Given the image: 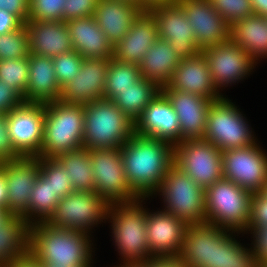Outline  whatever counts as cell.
<instances>
[{
  "mask_svg": "<svg viewBox=\"0 0 267 267\" xmlns=\"http://www.w3.org/2000/svg\"><path fill=\"white\" fill-rule=\"evenodd\" d=\"M120 151L130 188L144 199L158 192L168 169L174 164V146L134 133Z\"/></svg>",
  "mask_w": 267,
  "mask_h": 267,
  "instance_id": "cell-1",
  "label": "cell"
},
{
  "mask_svg": "<svg viewBox=\"0 0 267 267\" xmlns=\"http://www.w3.org/2000/svg\"><path fill=\"white\" fill-rule=\"evenodd\" d=\"M91 240L85 232L36 222L29 227V251L41 263L90 267Z\"/></svg>",
  "mask_w": 267,
  "mask_h": 267,
  "instance_id": "cell-2",
  "label": "cell"
},
{
  "mask_svg": "<svg viewBox=\"0 0 267 267\" xmlns=\"http://www.w3.org/2000/svg\"><path fill=\"white\" fill-rule=\"evenodd\" d=\"M135 133V122L112 100L84 104L83 148H120Z\"/></svg>",
  "mask_w": 267,
  "mask_h": 267,
  "instance_id": "cell-3",
  "label": "cell"
},
{
  "mask_svg": "<svg viewBox=\"0 0 267 267\" xmlns=\"http://www.w3.org/2000/svg\"><path fill=\"white\" fill-rule=\"evenodd\" d=\"M84 104L60 100L45 104L44 139L38 157L57 155L83 148Z\"/></svg>",
  "mask_w": 267,
  "mask_h": 267,
  "instance_id": "cell-4",
  "label": "cell"
},
{
  "mask_svg": "<svg viewBox=\"0 0 267 267\" xmlns=\"http://www.w3.org/2000/svg\"><path fill=\"white\" fill-rule=\"evenodd\" d=\"M139 199L143 200L112 203L108 209L115 244L126 265L145 264L152 258L146 231L147 210L139 205Z\"/></svg>",
  "mask_w": 267,
  "mask_h": 267,
  "instance_id": "cell-5",
  "label": "cell"
},
{
  "mask_svg": "<svg viewBox=\"0 0 267 267\" xmlns=\"http://www.w3.org/2000/svg\"><path fill=\"white\" fill-rule=\"evenodd\" d=\"M252 193L222 178L205 189L206 222L226 230L247 231Z\"/></svg>",
  "mask_w": 267,
  "mask_h": 267,
  "instance_id": "cell-6",
  "label": "cell"
},
{
  "mask_svg": "<svg viewBox=\"0 0 267 267\" xmlns=\"http://www.w3.org/2000/svg\"><path fill=\"white\" fill-rule=\"evenodd\" d=\"M158 192L164 196V211L187 225L206 222L205 190L175 164L168 169Z\"/></svg>",
  "mask_w": 267,
  "mask_h": 267,
  "instance_id": "cell-7",
  "label": "cell"
},
{
  "mask_svg": "<svg viewBox=\"0 0 267 267\" xmlns=\"http://www.w3.org/2000/svg\"><path fill=\"white\" fill-rule=\"evenodd\" d=\"M244 119L239 109L226 97L213 101L209 107L204 140L221 151L254 144V137Z\"/></svg>",
  "mask_w": 267,
  "mask_h": 267,
  "instance_id": "cell-8",
  "label": "cell"
},
{
  "mask_svg": "<svg viewBox=\"0 0 267 267\" xmlns=\"http://www.w3.org/2000/svg\"><path fill=\"white\" fill-rule=\"evenodd\" d=\"M94 176V192L109 204L140 198L126 179L120 148L88 149Z\"/></svg>",
  "mask_w": 267,
  "mask_h": 267,
  "instance_id": "cell-9",
  "label": "cell"
},
{
  "mask_svg": "<svg viewBox=\"0 0 267 267\" xmlns=\"http://www.w3.org/2000/svg\"><path fill=\"white\" fill-rule=\"evenodd\" d=\"M109 206L110 204L95 192L75 191L60 198L46 223L54 227L88 233L91 226L103 221L101 219H108Z\"/></svg>",
  "mask_w": 267,
  "mask_h": 267,
  "instance_id": "cell-10",
  "label": "cell"
},
{
  "mask_svg": "<svg viewBox=\"0 0 267 267\" xmlns=\"http://www.w3.org/2000/svg\"><path fill=\"white\" fill-rule=\"evenodd\" d=\"M174 164L204 190L223 178L222 151L204 139L182 140L176 144Z\"/></svg>",
  "mask_w": 267,
  "mask_h": 267,
  "instance_id": "cell-11",
  "label": "cell"
},
{
  "mask_svg": "<svg viewBox=\"0 0 267 267\" xmlns=\"http://www.w3.org/2000/svg\"><path fill=\"white\" fill-rule=\"evenodd\" d=\"M223 178L249 192L264 189L267 181V156L257 143L222 151Z\"/></svg>",
  "mask_w": 267,
  "mask_h": 267,
  "instance_id": "cell-12",
  "label": "cell"
},
{
  "mask_svg": "<svg viewBox=\"0 0 267 267\" xmlns=\"http://www.w3.org/2000/svg\"><path fill=\"white\" fill-rule=\"evenodd\" d=\"M45 104L23 102L7 113L8 133L22 157H38L44 139Z\"/></svg>",
  "mask_w": 267,
  "mask_h": 267,
  "instance_id": "cell-13",
  "label": "cell"
},
{
  "mask_svg": "<svg viewBox=\"0 0 267 267\" xmlns=\"http://www.w3.org/2000/svg\"><path fill=\"white\" fill-rule=\"evenodd\" d=\"M148 11L156 21L159 38L168 41L180 59L193 57L201 52L191 24L177 2L157 5Z\"/></svg>",
  "mask_w": 267,
  "mask_h": 267,
  "instance_id": "cell-14",
  "label": "cell"
},
{
  "mask_svg": "<svg viewBox=\"0 0 267 267\" xmlns=\"http://www.w3.org/2000/svg\"><path fill=\"white\" fill-rule=\"evenodd\" d=\"M8 188V212L25 219L33 186L40 172V157H22L0 163Z\"/></svg>",
  "mask_w": 267,
  "mask_h": 267,
  "instance_id": "cell-15",
  "label": "cell"
},
{
  "mask_svg": "<svg viewBox=\"0 0 267 267\" xmlns=\"http://www.w3.org/2000/svg\"><path fill=\"white\" fill-rule=\"evenodd\" d=\"M202 52L208 61L216 89L243 79L255 65L249 54L231 39L205 48Z\"/></svg>",
  "mask_w": 267,
  "mask_h": 267,
  "instance_id": "cell-16",
  "label": "cell"
},
{
  "mask_svg": "<svg viewBox=\"0 0 267 267\" xmlns=\"http://www.w3.org/2000/svg\"><path fill=\"white\" fill-rule=\"evenodd\" d=\"M176 2L185 12L201 51L230 39L231 26L208 0H176Z\"/></svg>",
  "mask_w": 267,
  "mask_h": 267,
  "instance_id": "cell-17",
  "label": "cell"
},
{
  "mask_svg": "<svg viewBox=\"0 0 267 267\" xmlns=\"http://www.w3.org/2000/svg\"><path fill=\"white\" fill-rule=\"evenodd\" d=\"M161 92L170 101L176 112L180 125V142L182 140L204 139V131L213 101L197 94L161 88Z\"/></svg>",
  "mask_w": 267,
  "mask_h": 267,
  "instance_id": "cell-18",
  "label": "cell"
},
{
  "mask_svg": "<svg viewBox=\"0 0 267 267\" xmlns=\"http://www.w3.org/2000/svg\"><path fill=\"white\" fill-rule=\"evenodd\" d=\"M110 59H84L78 75L61 89L59 100L87 104L104 98Z\"/></svg>",
  "mask_w": 267,
  "mask_h": 267,
  "instance_id": "cell-19",
  "label": "cell"
},
{
  "mask_svg": "<svg viewBox=\"0 0 267 267\" xmlns=\"http://www.w3.org/2000/svg\"><path fill=\"white\" fill-rule=\"evenodd\" d=\"M135 133L171 143L180 142V125L176 112L160 91L135 122Z\"/></svg>",
  "mask_w": 267,
  "mask_h": 267,
  "instance_id": "cell-20",
  "label": "cell"
},
{
  "mask_svg": "<svg viewBox=\"0 0 267 267\" xmlns=\"http://www.w3.org/2000/svg\"><path fill=\"white\" fill-rule=\"evenodd\" d=\"M167 87L197 94L211 101L222 98L213 82L208 61L202 51L193 57L181 59Z\"/></svg>",
  "mask_w": 267,
  "mask_h": 267,
  "instance_id": "cell-21",
  "label": "cell"
},
{
  "mask_svg": "<svg viewBox=\"0 0 267 267\" xmlns=\"http://www.w3.org/2000/svg\"><path fill=\"white\" fill-rule=\"evenodd\" d=\"M187 224L166 211L147 212L146 231L152 257L179 254Z\"/></svg>",
  "mask_w": 267,
  "mask_h": 267,
  "instance_id": "cell-22",
  "label": "cell"
},
{
  "mask_svg": "<svg viewBox=\"0 0 267 267\" xmlns=\"http://www.w3.org/2000/svg\"><path fill=\"white\" fill-rule=\"evenodd\" d=\"M159 39L155 19L148 11H142L134 20L128 33L114 46L113 58L139 65L148 49Z\"/></svg>",
  "mask_w": 267,
  "mask_h": 267,
  "instance_id": "cell-23",
  "label": "cell"
},
{
  "mask_svg": "<svg viewBox=\"0 0 267 267\" xmlns=\"http://www.w3.org/2000/svg\"><path fill=\"white\" fill-rule=\"evenodd\" d=\"M72 47L84 59H110L114 46L101 30L93 16L81 17L66 22Z\"/></svg>",
  "mask_w": 267,
  "mask_h": 267,
  "instance_id": "cell-24",
  "label": "cell"
},
{
  "mask_svg": "<svg viewBox=\"0 0 267 267\" xmlns=\"http://www.w3.org/2000/svg\"><path fill=\"white\" fill-rule=\"evenodd\" d=\"M29 53L50 58L73 50L68 27L64 21H27Z\"/></svg>",
  "mask_w": 267,
  "mask_h": 267,
  "instance_id": "cell-25",
  "label": "cell"
},
{
  "mask_svg": "<svg viewBox=\"0 0 267 267\" xmlns=\"http://www.w3.org/2000/svg\"><path fill=\"white\" fill-rule=\"evenodd\" d=\"M61 89L56 79L52 58L29 53L26 103H51L59 100Z\"/></svg>",
  "mask_w": 267,
  "mask_h": 267,
  "instance_id": "cell-26",
  "label": "cell"
},
{
  "mask_svg": "<svg viewBox=\"0 0 267 267\" xmlns=\"http://www.w3.org/2000/svg\"><path fill=\"white\" fill-rule=\"evenodd\" d=\"M143 10L121 0H99L93 14L96 23L115 46L129 32L134 20Z\"/></svg>",
  "mask_w": 267,
  "mask_h": 267,
  "instance_id": "cell-27",
  "label": "cell"
},
{
  "mask_svg": "<svg viewBox=\"0 0 267 267\" xmlns=\"http://www.w3.org/2000/svg\"><path fill=\"white\" fill-rule=\"evenodd\" d=\"M180 61V57L168 41L159 38L144 55L139 70L143 78L154 82L161 89L171 82Z\"/></svg>",
  "mask_w": 267,
  "mask_h": 267,
  "instance_id": "cell-28",
  "label": "cell"
},
{
  "mask_svg": "<svg viewBox=\"0 0 267 267\" xmlns=\"http://www.w3.org/2000/svg\"><path fill=\"white\" fill-rule=\"evenodd\" d=\"M223 230L208 222L188 225L180 254L191 267H206L210 264L211 242Z\"/></svg>",
  "mask_w": 267,
  "mask_h": 267,
  "instance_id": "cell-29",
  "label": "cell"
},
{
  "mask_svg": "<svg viewBox=\"0 0 267 267\" xmlns=\"http://www.w3.org/2000/svg\"><path fill=\"white\" fill-rule=\"evenodd\" d=\"M230 39L257 63L259 57L267 56V18L253 14L235 22L230 28Z\"/></svg>",
  "mask_w": 267,
  "mask_h": 267,
  "instance_id": "cell-30",
  "label": "cell"
},
{
  "mask_svg": "<svg viewBox=\"0 0 267 267\" xmlns=\"http://www.w3.org/2000/svg\"><path fill=\"white\" fill-rule=\"evenodd\" d=\"M228 232L224 229L211 242L210 264L206 267H261L254 250L241 246Z\"/></svg>",
  "mask_w": 267,
  "mask_h": 267,
  "instance_id": "cell-31",
  "label": "cell"
},
{
  "mask_svg": "<svg viewBox=\"0 0 267 267\" xmlns=\"http://www.w3.org/2000/svg\"><path fill=\"white\" fill-rule=\"evenodd\" d=\"M29 227L20 216H11L0 225V265H7L29 251Z\"/></svg>",
  "mask_w": 267,
  "mask_h": 267,
  "instance_id": "cell-32",
  "label": "cell"
},
{
  "mask_svg": "<svg viewBox=\"0 0 267 267\" xmlns=\"http://www.w3.org/2000/svg\"><path fill=\"white\" fill-rule=\"evenodd\" d=\"M160 91L161 89L154 82L142 77L131 88L119 91L112 101L124 114L136 122Z\"/></svg>",
  "mask_w": 267,
  "mask_h": 267,
  "instance_id": "cell-33",
  "label": "cell"
},
{
  "mask_svg": "<svg viewBox=\"0 0 267 267\" xmlns=\"http://www.w3.org/2000/svg\"><path fill=\"white\" fill-rule=\"evenodd\" d=\"M55 159L69 173L74 191L94 192V176L88 149L81 148L59 154Z\"/></svg>",
  "mask_w": 267,
  "mask_h": 267,
  "instance_id": "cell-34",
  "label": "cell"
},
{
  "mask_svg": "<svg viewBox=\"0 0 267 267\" xmlns=\"http://www.w3.org/2000/svg\"><path fill=\"white\" fill-rule=\"evenodd\" d=\"M141 78L139 65L121 62L113 57L110 58L106 73L104 99L113 100L119 94V91L131 88Z\"/></svg>",
  "mask_w": 267,
  "mask_h": 267,
  "instance_id": "cell-35",
  "label": "cell"
},
{
  "mask_svg": "<svg viewBox=\"0 0 267 267\" xmlns=\"http://www.w3.org/2000/svg\"><path fill=\"white\" fill-rule=\"evenodd\" d=\"M59 200L60 198L56 193H54L53 189L49 185V182L38 175L29 199L28 216L25 218V221L29 225H32L34 223L32 221L34 220L31 218L32 215H34L33 217H39L37 219V223L46 222L53 214Z\"/></svg>",
  "mask_w": 267,
  "mask_h": 267,
  "instance_id": "cell-36",
  "label": "cell"
},
{
  "mask_svg": "<svg viewBox=\"0 0 267 267\" xmlns=\"http://www.w3.org/2000/svg\"><path fill=\"white\" fill-rule=\"evenodd\" d=\"M39 175L49 182L50 187L59 198L75 192L69 173L55 158L40 157Z\"/></svg>",
  "mask_w": 267,
  "mask_h": 267,
  "instance_id": "cell-37",
  "label": "cell"
},
{
  "mask_svg": "<svg viewBox=\"0 0 267 267\" xmlns=\"http://www.w3.org/2000/svg\"><path fill=\"white\" fill-rule=\"evenodd\" d=\"M29 57L0 60V80L12 86L24 99L28 83Z\"/></svg>",
  "mask_w": 267,
  "mask_h": 267,
  "instance_id": "cell-38",
  "label": "cell"
},
{
  "mask_svg": "<svg viewBox=\"0 0 267 267\" xmlns=\"http://www.w3.org/2000/svg\"><path fill=\"white\" fill-rule=\"evenodd\" d=\"M29 57V33L25 24L6 34H0V60Z\"/></svg>",
  "mask_w": 267,
  "mask_h": 267,
  "instance_id": "cell-39",
  "label": "cell"
},
{
  "mask_svg": "<svg viewBox=\"0 0 267 267\" xmlns=\"http://www.w3.org/2000/svg\"><path fill=\"white\" fill-rule=\"evenodd\" d=\"M56 79L62 89L77 75L84 61V58L77 51H69L52 58Z\"/></svg>",
  "mask_w": 267,
  "mask_h": 267,
  "instance_id": "cell-40",
  "label": "cell"
},
{
  "mask_svg": "<svg viewBox=\"0 0 267 267\" xmlns=\"http://www.w3.org/2000/svg\"><path fill=\"white\" fill-rule=\"evenodd\" d=\"M211 6L231 26L235 22L253 15L250 0H208Z\"/></svg>",
  "mask_w": 267,
  "mask_h": 267,
  "instance_id": "cell-41",
  "label": "cell"
},
{
  "mask_svg": "<svg viewBox=\"0 0 267 267\" xmlns=\"http://www.w3.org/2000/svg\"><path fill=\"white\" fill-rule=\"evenodd\" d=\"M65 0H30L28 21H63Z\"/></svg>",
  "mask_w": 267,
  "mask_h": 267,
  "instance_id": "cell-42",
  "label": "cell"
},
{
  "mask_svg": "<svg viewBox=\"0 0 267 267\" xmlns=\"http://www.w3.org/2000/svg\"><path fill=\"white\" fill-rule=\"evenodd\" d=\"M267 227V196L261 191L251 197L250 219L247 230Z\"/></svg>",
  "mask_w": 267,
  "mask_h": 267,
  "instance_id": "cell-43",
  "label": "cell"
},
{
  "mask_svg": "<svg viewBox=\"0 0 267 267\" xmlns=\"http://www.w3.org/2000/svg\"><path fill=\"white\" fill-rule=\"evenodd\" d=\"M63 21L93 16L99 0H65Z\"/></svg>",
  "mask_w": 267,
  "mask_h": 267,
  "instance_id": "cell-44",
  "label": "cell"
},
{
  "mask_svg": "<svg viewBox=\"0 0 267 267\" xmlns=\"http://www.w3.org/2000/svg\"><path fill=\"white\" fill-rule=\"evenodd\" d=\"M20 158L22 156L14 149L8 133L7 114L0 113V163Z\"/></svg>",
  "mask_w": 267,
  "mask_h": 267,
  "instance_id": "cell-45",
  "label": "cell"
},
{
  "mask_svg": "<svg viewBox=\"0 0 267 267\" xmlns=\"http://www.w3.org/2000/svg\"><path fill=\"white\" fill-rule=\"evenodd\" d=\"M23 102V97L12 86L0 80V113L7 114Z\"/></svg>",
  "mask_w": 267,
  "mask_h": 267,
  "instance_id": "cell-46",
  "label": "cell"
},
{
  "mask_svg": "<svg viewBox=\"0 0 267 267\" xmlns=\"http://www.w3.org/2000/svg\"><path fill=\"white\" fill-rule=\"evenodd\" d=\"M30 0H0V10L16 16L23 24L28 21Z\"/></svg>",
  "mask_w": 267,
  "mask_h": 267,
  "instance_id": "cell-47",
  "label": "cell"
},
{
  "mask_svg": "<svg viewBox=\"0 0 267 267\" xmlns=\"http://www.w3.org/2000/svg\"><path fill=\"white\" fill-rule=\"evenodd\" d=\"M147 267H191L179 254L156 255L147 261Z\"/></svg>",
  "mask_w": 267,
  "mask_h": 267,
  "instance_id": "cell-48",
  "label": "cell"
},
{
  "mask_svg": "<svg viewBox=\"0 0 267 267\" xmlns=\"http://www.w3.org/2000/svg\"><path fill=\"white\" fill-rule=\"evenodd\" d=\"M252 233L256 238L253 243V250L261 266L267 262V227L255 228Z\"/></svg>",
  "mask_w": 267,
  "mask_h": 267,
  "instance_id": "cell-49",
  "label": "cell"
},
{
  "mask_svg": "<svg viewBox=\"0 0 267 267\" xmlns=\"http://www.w3.org/2000/svg\"><path fill=\"white\" fill-rule=\"evenodd\" d=\"M23 23L13 14L0 10V34H6L19 28Z\"/></svg>",
  "mask_w": 267,
  "mask_h": 267,
  "instance_id": "cell-50",
  "label": "cell"
},
{
  "mask_svg": "<svg viewBox=\"0 0 267 267\" xmlns=\"http://www.w3.org/2000/svg\"><path fill=\"white\" fill-rule=\"evenodd\" d=\"M6 267H41V263L28 251L25 255L10 261Z\"/></svg>",
  "mask_w": 267,
  "mask_h": 267,
  "instance_id": "cell-51",
  "label": "cell"
},
{
  "mask_svg": "<svg viewBox=\"0 0 267 267\" xmlns=\"http://www.w3.org/2000/svg\"><path fill=\"white\" fill-rule=\"evenodd\" d=\"M8 188L4 171L0 168V207L8 211Z\"/></svg>",
  "mask_w": 267,
  "mask_h": 267,
  "instance_id": "cell-52",
  "label": "cell"
},
{
  "mask_svg": "<svg viewBox=\"0 0 267 267\" xmlns=\"http://www.w3.org/2000/svg\"><path fill=\"white\" fill-rule=\"evenodd\" d=\"M253 13L267 18V0H250Z\"/></svg>",
  "mask_w": 267,
  "mask_h": 267,
  "instance_id": "cell-53",
  "label": "cell"
},
{
  "mask_svg": "<svg viewBox=\"0 0 267 267\" xmlns=\"http://www.w3.org/2000/svg\"><path fill=\"white\" fill-rule=\"evenodd\" d=\"M176 3V0H140V4L146 9H150L157 5H165Z\"/></svg>",
  "mask_w": 267,
  "mask_h": 267,
  "instance_id": "cell-54",
  "label": "cell"
},
{
  "mask_svg": "<svg viewBox=\"0 0 267 267\" xmlns=\"http://www.w3.org/2000/svg\"><path fill=\"white\" fill-rule=\"evenodd\" d=\"M12 215L4 208L0 207V225L6 222Z\"/></svg>",
  "mask_w": 267,
  "mask_h": 267,
  "instance_id": "cell-55",
  "label": "cell"
},
{
  "mask_svg": "<svg viewBox=\"0 0 267 267\" xmlns=\"http://www.w3.org/2000/svg\"><path fill=\"white\" fill-rule=\"evenodd\" d=\"M124 2H130L136 6H138L139 8H141L143 11H145L146 9L140 4V0H121Z\"/></svg>",
  "mask_w": 267,
  "mask_h": 267,
  "instance_id": "cell-56",
  "label": "cell"
},
{
  "mask_svg": "<svg viewBox=\"0 0 267 267\" xmlns=\"http://www.w3.org/2000/svg\"><path fill=\"white\" fill-rule=\"evenodd\" d=\"M119 267H147V262L145 264H134V265H122V266H119Z\"/></svg>",
  "mask_w": 267,
  "mask_h": 267,
  "instance_id": "cell-57",
  "label": "cell"
},
{
  "mask_svg": "<svg viewBox=\"0 0 267 267\" xmlns=\"http://www.w3.org/2000/svg\"><path fill=\"white\" fill-rule=\"evenodd\" d=\"M41 267H67V266H61V265H53L51 263L41 264Z\"/></svg>",
  "mask_w": 267,
  "mask_h": 267,
  "instance_id": "cell-58",
  "label": "cell"
},
{
  "mask_svg": "<svg viewBox=\"0 0 267 267\" xmlns=\"http://www.w3.org/2000/svg\"><path fill=\"white\" fill-rule=\"evenodd\" d=\"M262 192L267 196V181L265 182L264 189Z\"/></svg>",
  "mask_w": 267,
  "mask_h": 267,
  "instance_id": "cell-59",
  "label": "cell"
},
{
  "mask_svg": "<svg viewBox=\"0 0 267 267\" xmlns=\"http://www.w3.org/2000/svg\"><path fill=\"white\" fill-rule=\"evenodd\" d=\"M261 267H267V262L261 265Z\"/></svg>",
  "mask_w": 267,
  "mask_h": 267,
  "instance_id": "cell-60",
  "label": "cell"
}]
</instances>
